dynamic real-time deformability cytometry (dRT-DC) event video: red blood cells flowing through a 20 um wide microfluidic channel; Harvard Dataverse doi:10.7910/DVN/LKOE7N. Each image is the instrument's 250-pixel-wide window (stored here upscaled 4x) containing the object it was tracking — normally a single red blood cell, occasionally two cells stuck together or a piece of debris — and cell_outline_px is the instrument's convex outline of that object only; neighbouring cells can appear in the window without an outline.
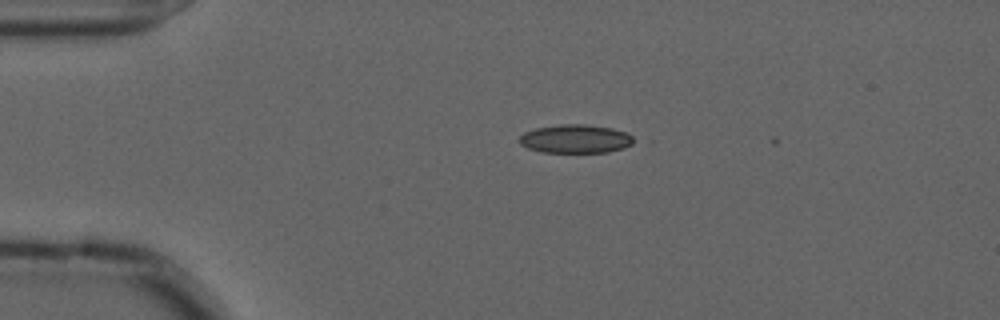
{"species": "common noctule bat (a hibernating species)", "species_latin": "Nyctalus noctula", "temperature_condition": "cold", "stored_images_in_passage": 2, "camera_frame_rate_fps": 3000, "um_per_image_px": 0.085, "animal": {"sex": "male", "forearm_length_mm": 52.5}, "frame": {"image": 1, "passage_image": 1, "time_ms": 0.0, "image_size_px": [1000, 320], "cell_outline_px": [[640, 140], [624, 148], [608, 152], [540, 152], [528, 148], [520, 144], [520, 136], [524, 132], [536, 128], [560, 124], [584, 124], [612, 128], [628, 132]], "centroid_in_image_um": [49.0, 11.8], "position_along_channel_um": 36.0, "area_um2": 19.31}}